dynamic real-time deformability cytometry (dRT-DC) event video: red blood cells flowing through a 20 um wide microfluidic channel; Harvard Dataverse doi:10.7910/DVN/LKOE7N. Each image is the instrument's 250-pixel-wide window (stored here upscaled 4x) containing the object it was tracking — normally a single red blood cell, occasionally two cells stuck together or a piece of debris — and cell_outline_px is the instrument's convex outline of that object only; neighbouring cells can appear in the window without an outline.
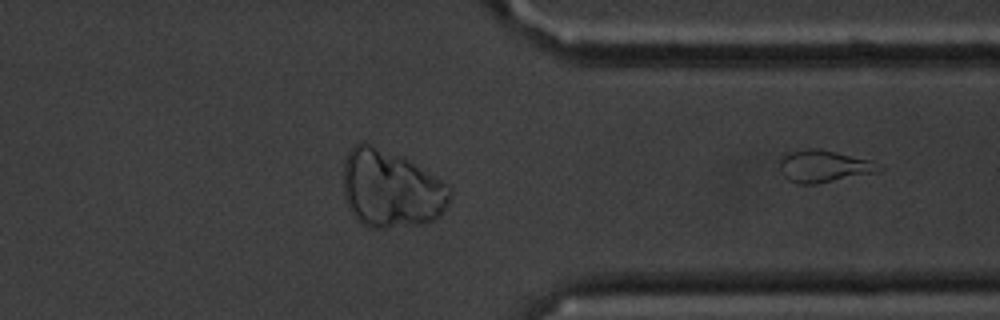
{"species": "common noctule bat (a hibernating species)", "species_latin": "Nyctalus noctula", "temperature_condition": "cold", "stored_images_in_passage": 44, "camera_frame_rate_fps": 3000, "um_per_image_px": 0.085, "animal": {"sex": "male", "body_mass_g": 20.1, "forearm_length_mm": 53.5}, "frame": {"image": 1, "passage_image": 44, "time_ms": 14.333, "image_size_px": [1000, 320], "cell_outline_px": [[884, 168], [876, 172], [816, 184], [796, 184], [788, 180], [780, 172], [776, 164], [776, 160], [784, 152], [808, 148], [816, 148], [836, 152], [872, 160]], "centroid_in_image_um": [69.91, 14.11], "position_along_channel_um": 341.5, "area_um2": 19.07}}